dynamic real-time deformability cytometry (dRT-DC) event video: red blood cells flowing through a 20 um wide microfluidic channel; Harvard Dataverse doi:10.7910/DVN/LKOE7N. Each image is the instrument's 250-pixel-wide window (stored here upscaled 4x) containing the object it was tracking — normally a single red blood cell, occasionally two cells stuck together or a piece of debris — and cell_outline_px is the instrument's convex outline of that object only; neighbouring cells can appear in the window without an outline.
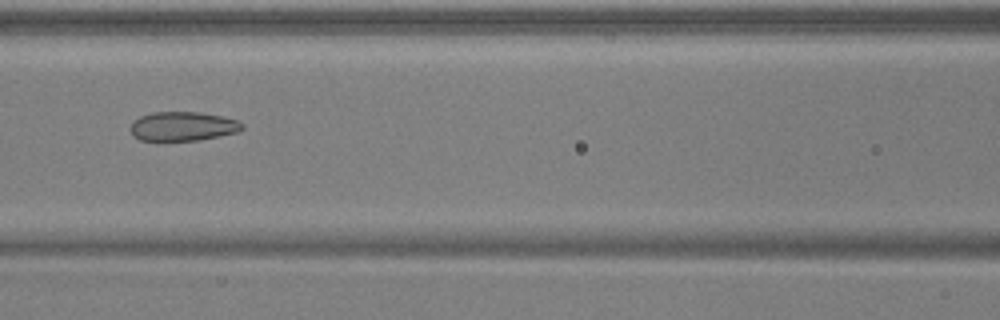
{"species": "common noctule bat (a hibernating species)", "species_latin": "Nyctalus noctula", "temperature_condition": "warm", "stored_images_in_passage": 52, "camera_frame_rate_fps": 3000, "um_per_image_px": 0.085, "animal": {"sex": "male", "body_mass_g": 17.9, "forearm_length_mm": 54.2}, "frame": {"image": 1, "passage_image": 24, "time_ms": 7.667, "image_size_px": [1000, 320], "cell_outline_px": [[244, 128], [236, 132], [196, 140], [140, 140], [132, 136], [132, 120], [140, 116], [152, 112], [200, 112], [224, 116], [236, 120], [244, 124]], "centroid_in_image_um": [15.53, 10.72], "position_along_channel_um": 151.1, "area_um2": 18.84}}
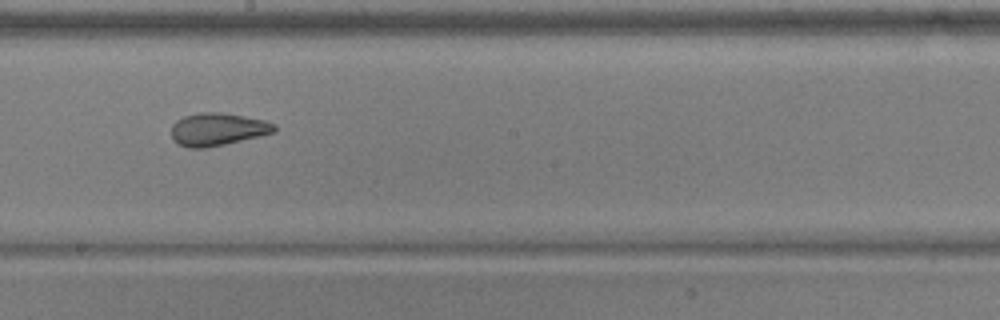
{"frame": {"image": 2, "passage_image": 30, "time_ms": 9.667, "image_size_px": [1000, 320], "cell_outline_px": [[276, 132], [224, 144], [204, 148], [188, 148], [172, 140], [172, 124], [176, 120], [184, 116], [200, 112], [220, 112], [244, 116], [264, 120], [276, 124]], "centroid_in_image_um": [18.49, 10.98], "position_along_channel_um": 229.7, "area_um2": 19.59}}
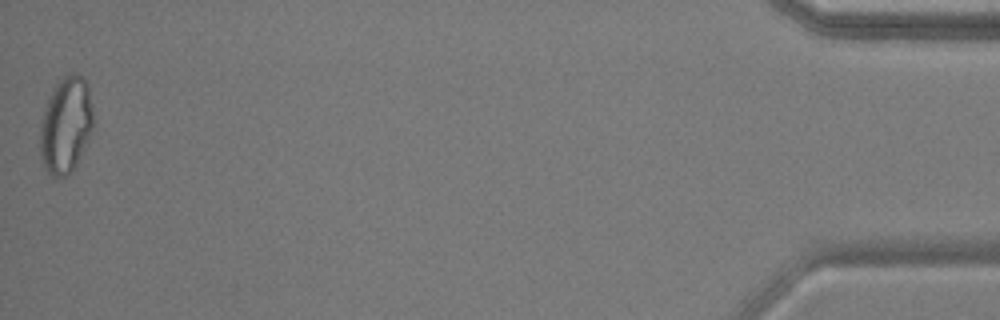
{"frame": {"image": 3, "passage_image": 52, "time_ms": 17.0, "image_size_px": [1000, 320], "cell_outline_px": [[92, 128], [88, 140], [76, 164], [68, 176], [60, 180], [52, 176], [44, 168], [40, 160], [40, 124], [44, 108], [56, 84], [64, 76], [80, 76], [88, 84], [92, 108]], "centroid_in_image_um": [5.57, 10.72], "position_along_channel_um": 429.6, "area_um2": 29.65}, "authors_computed_cell_mechanics": {"area_um2": 23.9292, "velocity_mm_per_s": 3.9418, "shape_relaxation_time_tau1_ms": 6.8313, "shape_relaxation_time_tau2_ms": 1.346, "deformation_change_tau1": 0.1587, "deformation_change_tau2": 0.0707}}